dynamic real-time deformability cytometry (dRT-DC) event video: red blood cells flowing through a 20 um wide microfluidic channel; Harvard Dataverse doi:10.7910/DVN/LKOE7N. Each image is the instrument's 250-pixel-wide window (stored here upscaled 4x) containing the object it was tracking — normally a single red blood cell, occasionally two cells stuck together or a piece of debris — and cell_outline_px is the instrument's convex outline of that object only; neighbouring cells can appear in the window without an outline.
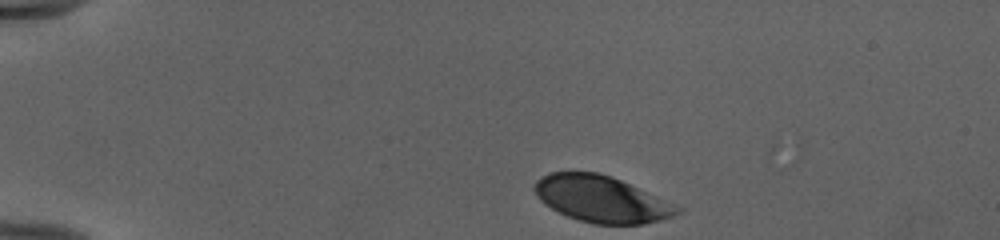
{"species": "human", "species_latin": "Homo sapiens", "temperature_condition": "cold", "stored_images_in_passage": 37, "camera_frame_rate_fps": 3000, "um_per_image_px": 0.085, "donor": {"sex": "female"}, "frame": {"image": 1, "passage_image": 1, "time_ms": 0.0, "image_size_px": [1000, 240], "cell_outline_px": [[684, 212], [660, 220], [644, 224], [592, 224], [568, 216], [544, 204], [540, 200], [532, 188], [532, 184], [540, 176], [548, 172], [600, 172], [620, 180], [684, 208]], "centroid_in_image_um": [51.11, 16.91], "position_along_channel_um": 33.9, "area_um2": 38.67}}
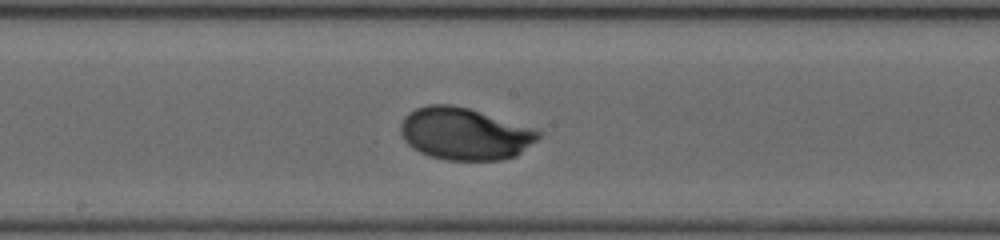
{"frame": {"image": 2, "passage_image": 20, "time_ms": 6.333, "image_size_px": [1000, 240], "cell_outline_px": [[544, 132], [536, 140], [516, 156], [500, 160], [448, 160], [428, 156], [412, 148], [404, 140], [400, 132], [400, 124], [404, 116], [408, 112], [416, 108], [428, 104], [452, 104], [468, 108]], "centroid_in_image_um": [39.45, 11.37], "position_along_channel_um": 208.8, "area_um2": 41.79}}
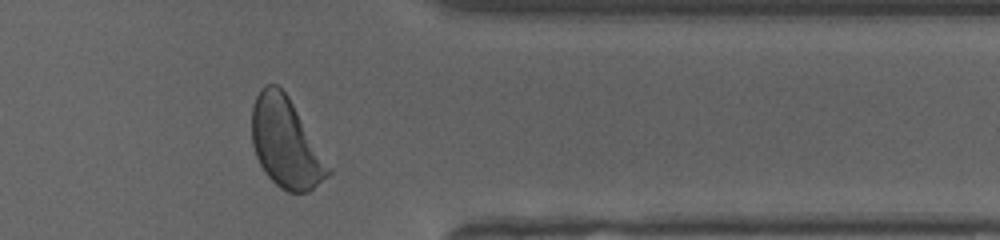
{"frame": {"image": 3, "passage_image": 34, "time_ms": 11.0, "image_size_px": [1000, 240], "cell_outline_px": [[332, 172], [328, 176], [308, 192], [288, 192], [280, 188], [264, 172], [256, 156], [252, 144], [252, 104], [260, 88], [264, 84], [276, 84], [288, 96], [332, 168]], "centroid_in_image_um": [24.29, 12.15], "position_along_channel_um": 387.1, "area_um2": 39.88}, "authors_computed_cell_mechanics": {"area_um2": 40.9224, "velocity_mm_per_s": 3.9629, "shape_relaxation_time_tau1_ms": 1.8161, "shape_relaxation_time_tau2_ms": null, "deformation_change_tau1": 0.1283, "deformation_change_tau2": null}}